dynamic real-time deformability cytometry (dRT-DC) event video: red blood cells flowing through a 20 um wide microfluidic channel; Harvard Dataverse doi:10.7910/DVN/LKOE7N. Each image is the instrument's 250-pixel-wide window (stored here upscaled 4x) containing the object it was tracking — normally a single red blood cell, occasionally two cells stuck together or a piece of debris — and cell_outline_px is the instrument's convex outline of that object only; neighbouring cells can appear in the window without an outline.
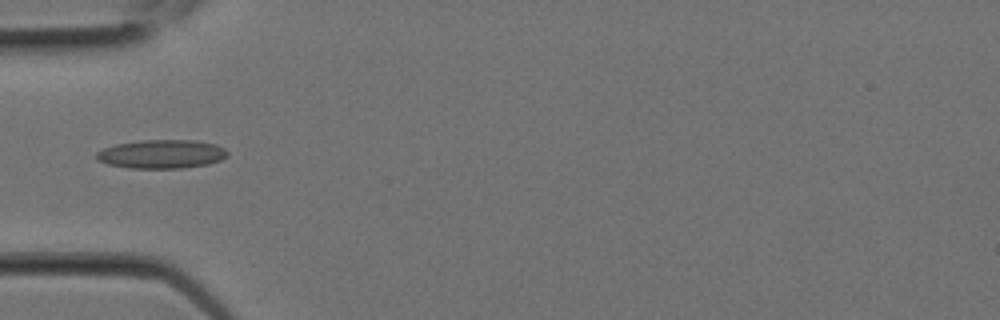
{"species": "Egyptian fruit bat (a non-hibernating species)", "species_latin": "Rousettus aegyptiacus", "temperature_condition": "room temperature", "stored_images_in_passage": 2, "camera_frame_rate_fps": 3000, "um_per_image_px": 0.085, "animal": {"sex": "female"}, "frame": {"image": 1, "passage_image": 2, "time_ms": 0.333, "image_size_px": [1000, 320], "cell_outline_px": [[228, 156], [220, 160], [208, 164], [184, 168], [128, 168], [108, 164], [96, 160], [96, 152], [104, 148], [116, 144], [140, 140], [192, 140], [216, 144], [224, 148], [228, 152]], "centroid_in_image_um": [13.73, 13.1], "position_along_channel_um": 71.3, "area_um2": 22.02}}